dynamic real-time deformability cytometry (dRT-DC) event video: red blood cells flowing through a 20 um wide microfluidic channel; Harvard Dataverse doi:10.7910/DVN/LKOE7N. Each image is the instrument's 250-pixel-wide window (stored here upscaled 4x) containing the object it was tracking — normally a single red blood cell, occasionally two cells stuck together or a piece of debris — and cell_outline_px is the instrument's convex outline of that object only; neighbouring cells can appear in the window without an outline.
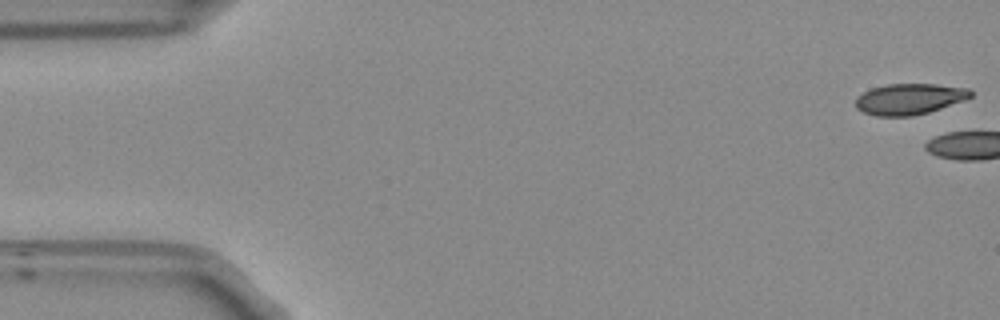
{"species": "Egyptian fruit bat (a non-hibernating species)", "species_latin": "Rousettus aegyptiacus", "temperature_condition": "room temperature", "stored_images_in_passage": 4, "camera_frame_rate_fps": 3000, "um_per_image_px": 0.085, "frame": {"image": 1, "passage_image": 1, "time_ms": 0.0, "image_size_px": [1000, 320], "cell_outline_px": [[972, 96], [964, 100], [928, 112], [912, 116], [876, 116], [864, 112], [856, 108], [856, 96], [872, 88], [888, 84], [936, 84], [968, 88], [972, 92]], "centroid_in_image_um": [77.29, 8.41], "position_along_channel_um": 7.7, "area_um2": 20.63}}